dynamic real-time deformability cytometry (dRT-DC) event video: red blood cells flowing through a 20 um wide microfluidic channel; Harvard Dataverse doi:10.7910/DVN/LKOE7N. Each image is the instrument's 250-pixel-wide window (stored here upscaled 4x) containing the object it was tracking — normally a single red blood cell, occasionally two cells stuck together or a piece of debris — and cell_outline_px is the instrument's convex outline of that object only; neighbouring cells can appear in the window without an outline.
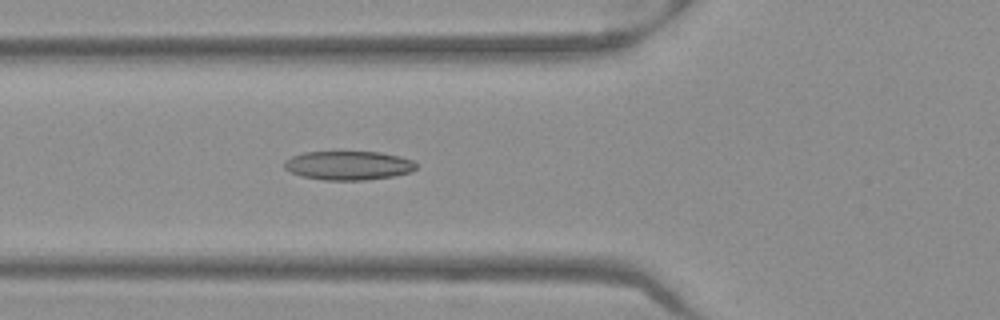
{"species": "Egyptian fruit bat (a non-hibernating species)", "species_latin": "Rousettus aegyptiacus", "temperature_condition": "warm", "stored_images_in_passage": 50, "camera_frame_rate_fps": 3000, "um_per_image_px": 0.085, "frame": {"image": 1, "passage_image": 18, "time_ms": 5.667, "image_size_px": [1000, 320], "cell_outline_px": [[416, 168], [412, 172], [392, 176], [364, 180], [324, 180], [300, 176], [284, 168], [284, 160], [292, 156], [304, 152], [380, 152], [400, 156], [412, 160], [416, 164]], "centroid_in_image_um": [29.61, 14.06], "position_along_channel_um": 96.2, "area_um2": 22.25}}
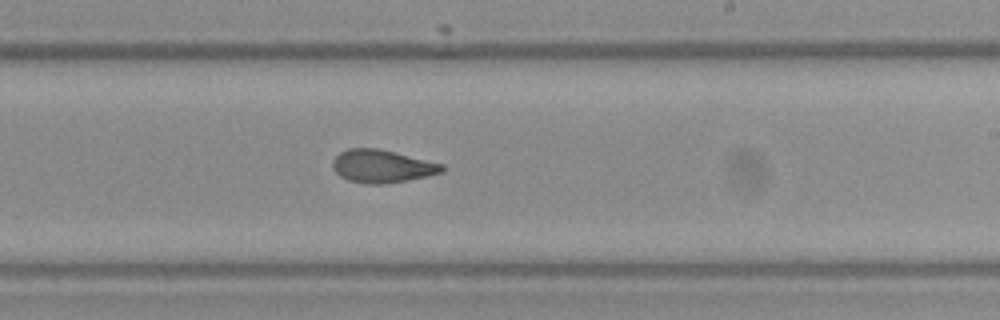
{"frame": {"image": 2, "passage_image": 30, "time_ms": 9.667, "image_size_px": [1000, 320], "cell_outline_px": [[444, 172], [408, 180], [384, 184], [368, 184], [348, 180], [340, 176], [332, 168], [332, 160], [340, 152], [348, 148], [376, 148], [396, 152], [444, 164]], "centroid_in_image_um": [32.47, 14.12], "position_along_channel_um": 256.5, "area_um2": 21.04}}
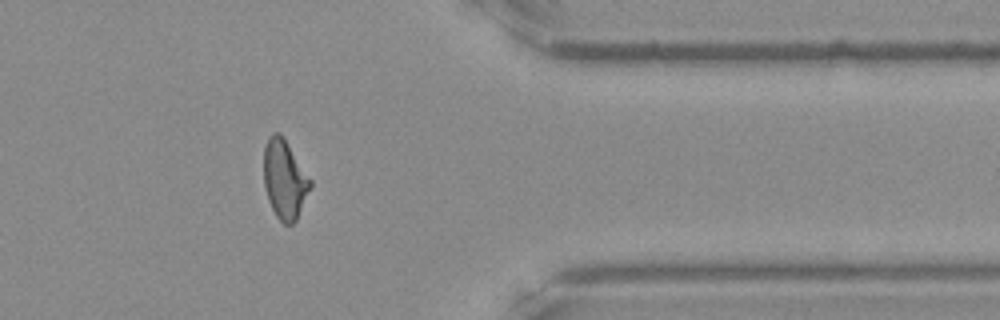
{"frame": {"image": 3, "passage_image": 41, "time_ms": 13.333, "image_size_px": [1000, 320], "cell_outline_px": [[312, 184], [296, 220], [292, 224], [284, 224], [276, 216], [268, 200], [264, 188], [264, 148], [268, 136], [272, 132], [280, 132], [312, 180]], "centroid_in_image_um": [24.18, 15.23], "position_along_channel_um": 387.2, "area_um2": 21.39}, "authors_computed_cell_mechanics": {"area_um2": 21.4727, "velocity_mm_per_s": 3.9924, "shape_relaxation_time_tau1_ms": null, "shape_relaxation_time_tau2_ms": 1.9866, "deformation_change_tau1": null, "deformation_change_tau2": 0.0945}}